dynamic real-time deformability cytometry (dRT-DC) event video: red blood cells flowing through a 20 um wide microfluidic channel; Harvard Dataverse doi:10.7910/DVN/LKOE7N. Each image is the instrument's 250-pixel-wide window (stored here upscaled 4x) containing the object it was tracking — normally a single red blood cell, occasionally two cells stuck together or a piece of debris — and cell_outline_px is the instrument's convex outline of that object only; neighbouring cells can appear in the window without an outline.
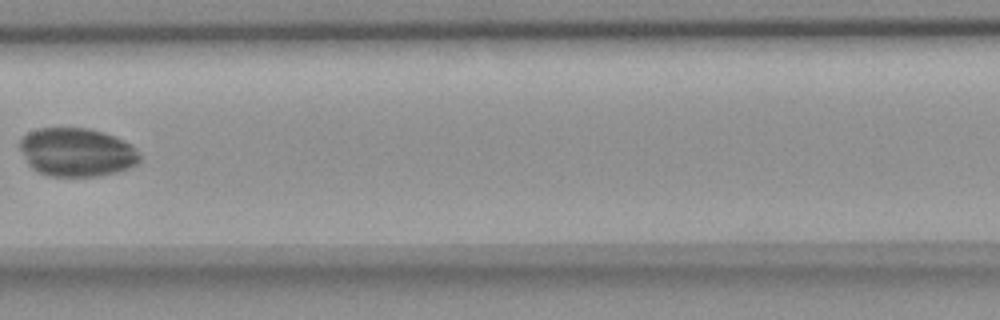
{"species": "common noctule bat (a hibernating species)", "species_latin": "Nyctalus noctula", "temperature_condition": "room temperature", "stored_images_in_passage": 8, "camera_frame_rate_fps": 3000, "um_per_image_px": 0.085, "animal": {"sex": "female", "body_mass_g": 18.4}, "frame": {"image": 1, "passage_image": 7, "time_ms": 7.0, "image_size_px": [1000, 320], "cell_outline_px": [[140, 160], [136, 164], [128, 168], [116, 172], [100, 176], [48, 176], [32, 168], [28, 164], [20, 148], [20, 140], [28, 132], [36, 128], [88, 128], [112, 136], [132, 144], [140, 156]], "centroid_in_image_um": [6.51, 12.94], "position_along_channel_um": 200.9, "area_um2": 33.7}}